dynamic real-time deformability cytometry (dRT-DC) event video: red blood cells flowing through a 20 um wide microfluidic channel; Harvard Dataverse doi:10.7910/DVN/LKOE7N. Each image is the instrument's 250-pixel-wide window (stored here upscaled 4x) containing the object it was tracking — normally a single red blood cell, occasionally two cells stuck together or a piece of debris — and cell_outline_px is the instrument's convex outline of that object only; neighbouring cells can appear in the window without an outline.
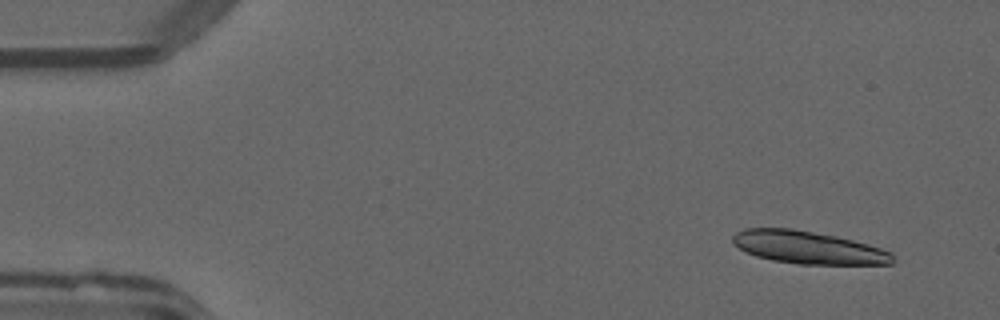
{"species": "common noctule bat (a hibernating species)", "species_latin": "Nyctalus noctula", "temperature_condition": "warm", "stored_images_in_passage": 51, "camera_frame_rate_fps": 3000, "um_per_image_px": 0.085, "animal": {"sex": "male", "forearm_length_mm": 52.5}, "frame": {"image": 1, "passage_image": 4, "time_ms": 1.0, "image_size_px": [1000, 320], "cell_outline_px": [[892, 264], [800, 264], [772, 260], [756, 256], [740, 248], [732, 240], [732, 236], [736, 232], [744, 228], [792, 228], [836, 236], [868, 244], [892, 252]], "centroid_in_image_um": [68.68, 21.03], "position_along_channel_um": 16.3, "area_um2": 30.17}}
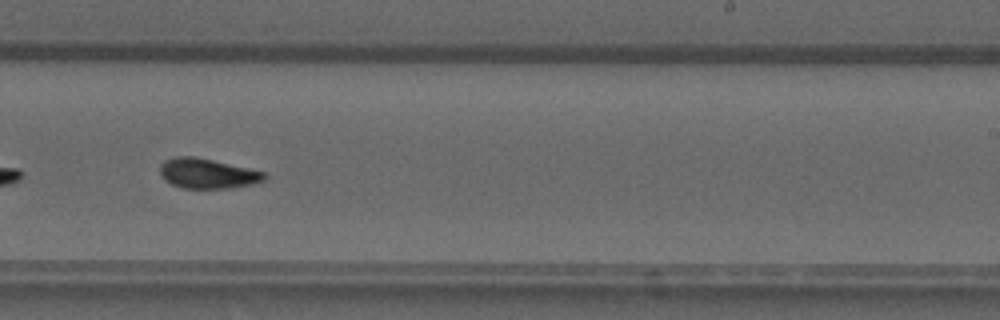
{"frame": {"image": 2, "passage_image": 32, "time_ms": 10.333, "image_size_px": [1000, 320], "cell_outline_px": [[268, 176], [264, 180], [252, 184], [228, 188], [184, 188], [172, 184], [164, 180], [160, 172], [160, 164], [164, 160], [176, 156], [196, 156], [264, 172]], "centroid_in_image_um": [17.6, 14.74], "position_along_channel_um": 271.4, "area_um2": 18.15}}
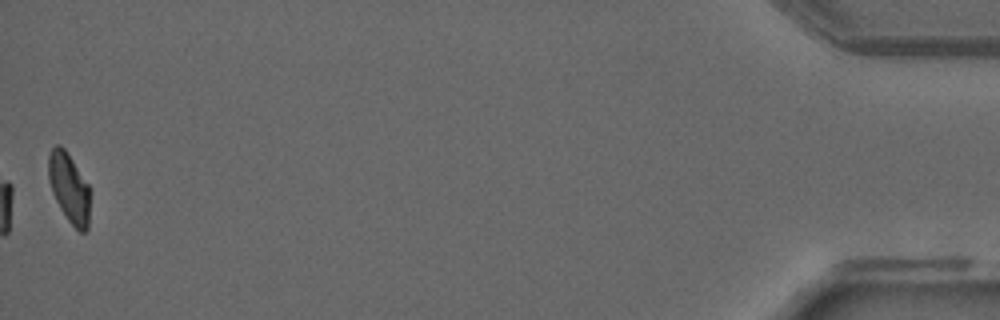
{"frame": {"image": 3, "passage_image": 51, "time_ms": 16.667, "image_size_px": [1000, 320], "cell_outline_px": [[88, 228], [84, 232], [80, 232], [68, 220], [60, 208], [52, 192], [48, 180], [48, 156], [52, 148], [56, 144], [60, 144], [64, 148], [88, 184]], "centroid_in_image_um": [5.84, 15.94], "position_along_channel_um": 429.4, "area_um2": 16.47}, "authors_computed_cell_mechanics": {"area_um2": 18.1492, "velocity_mm_per_s": 4.0265, "shape_relaxation_time_tau1_ms": 5.117, "shape_relaxation_time_tau2_ms": 3.0948, "deformation_change_tau1": 0.1671, "deformation_change_tau2": 0.0749}}